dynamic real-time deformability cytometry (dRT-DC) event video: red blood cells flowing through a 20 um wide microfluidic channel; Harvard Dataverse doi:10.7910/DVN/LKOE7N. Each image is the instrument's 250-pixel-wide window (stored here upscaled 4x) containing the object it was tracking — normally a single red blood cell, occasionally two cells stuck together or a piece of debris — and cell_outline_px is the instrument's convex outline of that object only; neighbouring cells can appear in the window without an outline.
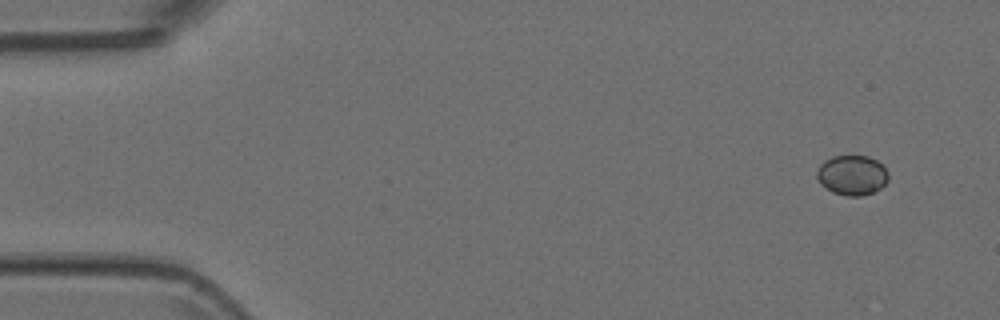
{"species": "Egyptian fruit bat (a non-hibernating species)", "species_latin": "Rousettus aegyptiacus", "temperature_condition": "room temperature", "stored_images_in_passage": 4, "camera_frame_rate_fps": 3000, "um_per_image_px": 0.085, "animal": {"sex": "female"}, "frame": {"image": 1, "passage_image": 1, "time_ms": 0.0, "image_size_px": [1000, 320], "cell_outline_px": [[888, 180], [880, 188], [872, 192], [860, 196], [848, 196], [832, 192], [820, 184], [816, 176], [816, 168], [824, 160], [832, 156], [868, 156], [876, 160], [888, 172]], "centroid_in_image_um": [72.38, 14.88], "position_along_channel_um": 12.6, "area_um2": 16.65}}
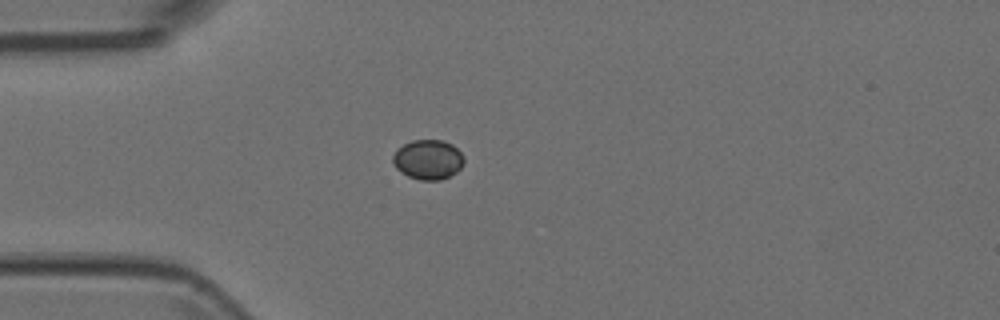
{"frame": {"image": 2, "passage_image": 4, "time_ms": 1.0, "image_size_px": [1000, 320], "cell_outline_px": [[464, 160], [460, 168], [456, 172], [440, 180], [420, 180], [408, 176], [396, 168], [392, 160], [392, 156], [396, 148], [412, 140], [440, 140], [452, 144], [464, 156]], "centroid_in_image_um": [36.36, 13.55], "position_along_channel_um": 48.6, "area_um2": 16.42}}